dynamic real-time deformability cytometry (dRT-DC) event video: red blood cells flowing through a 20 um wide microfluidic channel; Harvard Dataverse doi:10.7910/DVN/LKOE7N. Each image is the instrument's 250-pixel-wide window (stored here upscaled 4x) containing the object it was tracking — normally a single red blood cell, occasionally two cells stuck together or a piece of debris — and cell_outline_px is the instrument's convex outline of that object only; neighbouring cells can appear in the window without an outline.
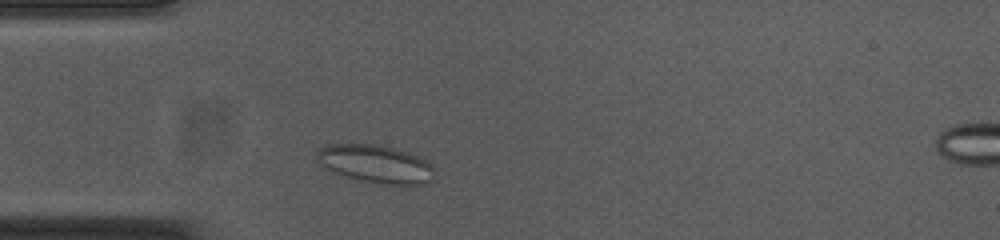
{"species": "common noctule bat (a hibernating species)", "species_latin": "Nyctalus noctula", "temperature_condition": "cold", "stored_images_in_passage": 33, "camera_frame_rate_fps": 3000, "um_per_image_px": 0.085, "animal": {"sex": "female", "body_mass_g": 23.0, "forearm_length_mm": 53.4}, "frame": {"image": 1, "passage_image": 4, "time_ms": 1.0, "image_size_px": [1000, 240], "cell_outline_px": [[432, 184], [384, 184], [360, 180], [324, 168], [316, 160], [316, 152], [320, 148], [328, 144], [376, 144], [408, 152], [432, 164]], "centroid_in_image_um": [31.91, 13.93], "position_along_channel_um": 53.1, "area_um2": 25.78}}
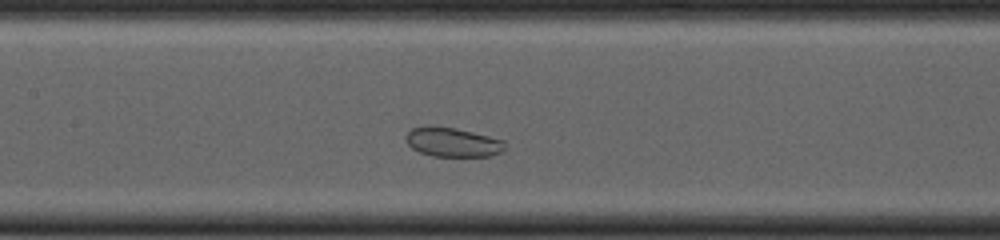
{"frame": {"image": 2, "passage_image": 14, "time_ms": 4.333, "image_size_px": [1000, 240], "cell_outline_px": [[504, 152], [492, 156], [432, 156], [420, 152], [412, 148], [408, 144], [408, 132], [412, 128], [456, 128], [504, 140]], "centroid_in_image_um": [38.56, 12.13], "position_along_channel_um": 168.8, "area_um2": 16.3}}
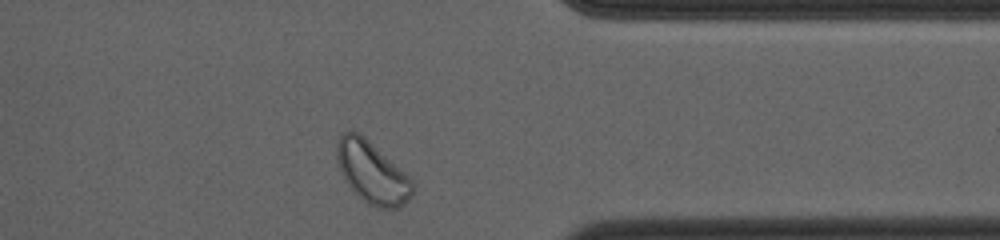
{"frame": {"image": 3, "passage_image": 32, "time_ms": 10.333, "image_size_px": [1000, 240], "cell_outline_px": [[416, 188], [412, 196], [404, 204], [396, 208], [376, 208], [368, 204], [344, 180], [336, 160], [336, 144], [340, 132], [356, 132], [364, 136], [408, 176], [416, 184]], "centroid_in_image_um": [31.63, 14.66], "position_along_channel_um": 379.8, "area_um2": 27.11}, "authors_computed_cell_mechanics": {"area_um2": 19.363, "velocity_mm_per_s": 3.683, "shape_relaxation_time_tau1_ms": null, "shape_relaxation_time_tau2_ms": 1.8245, "deformation_change_tau1": null, "deformation_change_tau2": 0.0637}}